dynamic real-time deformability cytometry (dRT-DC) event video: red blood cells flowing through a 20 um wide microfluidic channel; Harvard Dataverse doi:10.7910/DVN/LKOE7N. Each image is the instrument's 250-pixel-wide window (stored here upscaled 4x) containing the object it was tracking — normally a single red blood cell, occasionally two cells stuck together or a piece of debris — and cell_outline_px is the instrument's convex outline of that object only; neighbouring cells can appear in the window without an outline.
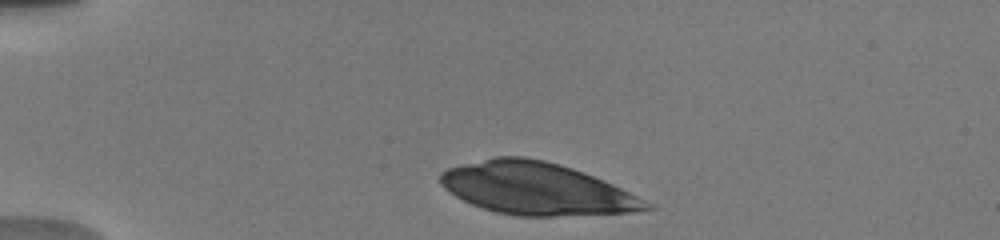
{"species": "human", "species_latin": "Homo sapiens", "temperature_condition": "warm", "stored_images_in_passage": 31, "camera_frame_rate_fps": 3000, "um_per_image_px": 0.085, "donor": {"sex": "male"}, "frame": {"image": 1, "passage_image": 1, "time_ms": 0.0, "image_size_px": [1000, 240], "cell_outline_px": [[656, 208], [632, 212], [552, 216], [516, 216], [496, 212], [472, 204], [456, 196], [444, 188], [440, 184], [440, 172], [448, 168], [496, 156], [524, 156], [544, 160], [560, 164], [584, 172], [604, 180], [652, 204]], "centroid_in_image_um": [45.59, 16.03], "position_along_channel_um": 39.4, "area_um2": 62.19}}